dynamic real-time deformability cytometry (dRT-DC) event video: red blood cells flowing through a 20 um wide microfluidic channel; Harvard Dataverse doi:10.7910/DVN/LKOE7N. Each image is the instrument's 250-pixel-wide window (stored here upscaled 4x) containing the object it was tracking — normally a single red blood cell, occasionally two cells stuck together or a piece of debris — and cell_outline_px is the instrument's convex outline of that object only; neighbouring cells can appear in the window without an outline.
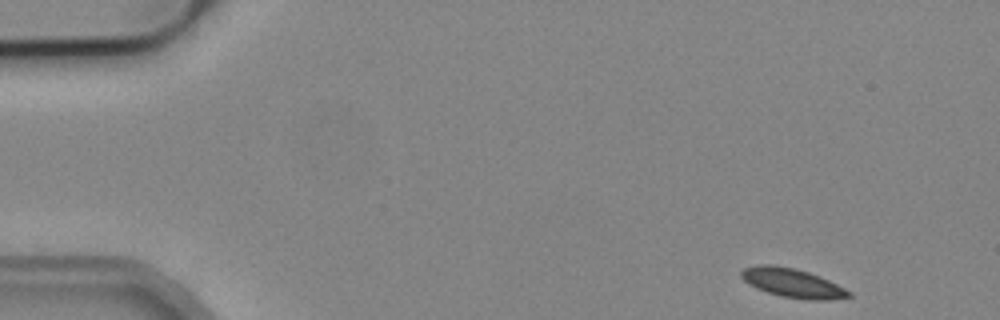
{"species": "common noctule bat (a hibernating species)", "species_latin": "Nyctalus noctula", "temperature_condition": "cold", "stored_images_in_passage": 49, "camera_frame_rate_fps": 3000, "um_per_image_px": 0.085, "animal": {"sex": "male", "body_mass_g": 19.2, "forearm_length_mm": 51.8}, "frame": {"image": 1, "passage_image": 1, "time_ms": 0.0, "image_size_px": [1000, 320], "cell_outline_px": [[852, 296], [832, 300], [808, 300], [780, 296], [756, 288], [748, 284], [740, 276], [740, 272], [744, 268], [756, 264], [772, 264], [796, 268], [820, 276], [852, 292]], "centroid_in_image_um": [67.35, 24.05], "position_along_channel_um": 17.7, "area_um2": 18.38}}
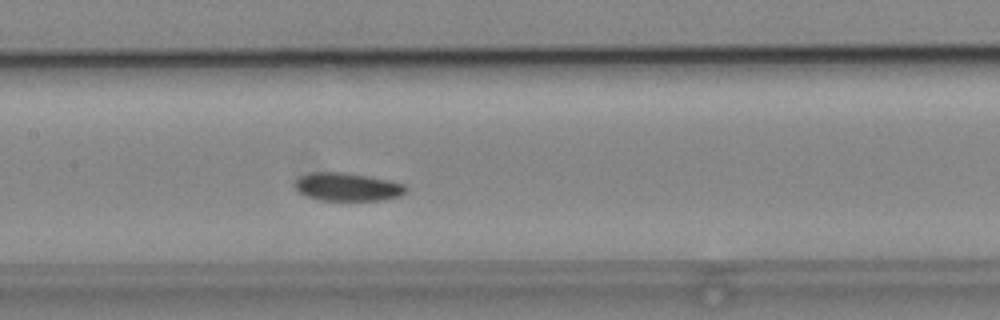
{"frame": {"image": 2, "passage_image": 22, "time_ms": 7.0, "image_size_px": [1000, 320], "cell_outline_px": [[408, 188], [400, 196], [380, 200], [320, 200], [304, 196], [296, 188], [296, 180], [300, 176], [308, 172], [344, 172], [368, 176], [388, 180], [404, 184]], "centroid_in_image_um": [29.51, 15.88], "position_along_channel_um": 177.9, "area_um2": 18.15}}
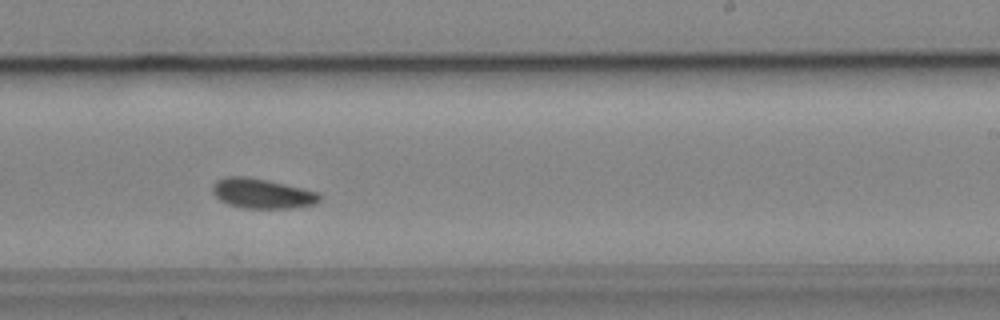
{"frame": {"image": 3, "passage_image": 29, "time_ms": 9.333, "image_size_px": [1000, 320], "cell_outline_px": [[320, 200], [316, 204], [292, 208], [244, 208], [228, 204], [220, 200], [212, 192], [212, 184], [216, 180], [228, 176], [248, 176], [268, 180], [316, 192], [320, 196]], "centroid_in_image_um": [22.23, 16.44], "position_along_channel_um": 266.8, "area_um2": 18.55}}